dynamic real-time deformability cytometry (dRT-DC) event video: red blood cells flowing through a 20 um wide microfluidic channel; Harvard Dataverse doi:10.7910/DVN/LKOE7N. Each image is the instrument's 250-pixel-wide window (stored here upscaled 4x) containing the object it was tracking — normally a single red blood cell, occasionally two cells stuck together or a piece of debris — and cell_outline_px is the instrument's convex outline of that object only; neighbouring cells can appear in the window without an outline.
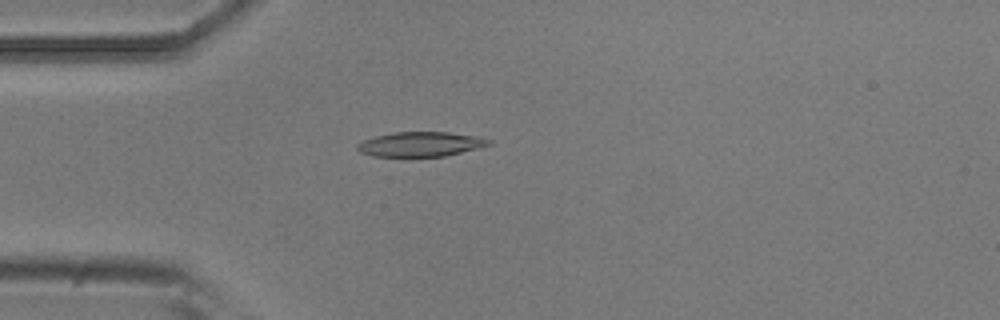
{"species": "common noctule bat (a hibernating species)", "species_latin": "Nyctalus noctula", "temperature_condition": "room temperature", "stored_images_in_passage": 5, "camera_frame_rate_fps": 3000, "um_per_image_px": 0.085, "animal": {"sex": "male", "body_mass_g": 20.5, "forearm_length_mm": 52.5}, "frame": {"image": 1, "passage_image": 4, "time_ms": 1.0, "image_size_px": [1000, 320], "cell_outline_px": [[492, 144], [444, 156], [372, 156], [360, 152], [356, 148], [356, 144], [364, 140], [376, 136], [392, 132], [448, 132], [476, 136], [492, 140]], "centroid_in_image_um": [35.72, 12.25], "position_along_channel_um": 49.3, "area_um2": 18.73}}